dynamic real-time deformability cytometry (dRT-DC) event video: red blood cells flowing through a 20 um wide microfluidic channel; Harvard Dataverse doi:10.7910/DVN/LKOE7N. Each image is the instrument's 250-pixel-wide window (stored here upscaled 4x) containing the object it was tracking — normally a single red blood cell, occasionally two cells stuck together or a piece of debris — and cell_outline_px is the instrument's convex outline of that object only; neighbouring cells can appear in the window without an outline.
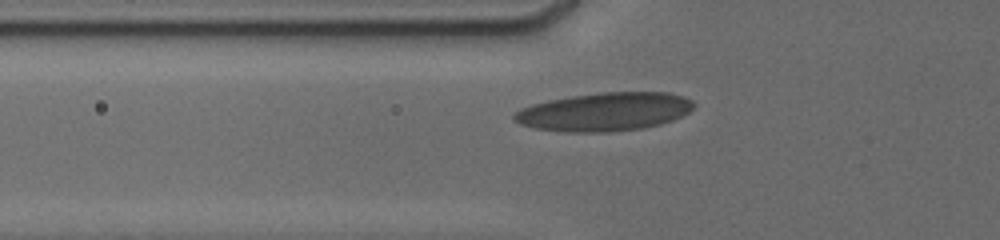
{"species": "human", "species_latin": "Homo sapiens", "temperature_condition": "cold", "stored_images_in_passage": 12, "camera_frame_rate_fps": 3000, "um_per_image_px": 0.085, "donor": {"sex": "male"}, "frame": {"image": 1, "passage_image": 9, "time_ms": 3.667, "image_size_px": [1000, 240], "cell_outline_px": [[696, 104], [688, 112], [672, 120], [660, 124], [640, 128], [608, 132], [568, 132], [536, 128], [520, 124], [512, 120], [512, 116], [520, 108], [532, 104], [548, 100], [572, 96], [600, 92], [668, 92], [692, 100]], "centroid_in_image_um": [51.35, 9.49], "position_along_channel_um": 74.4, "area_um2": 40.06}}
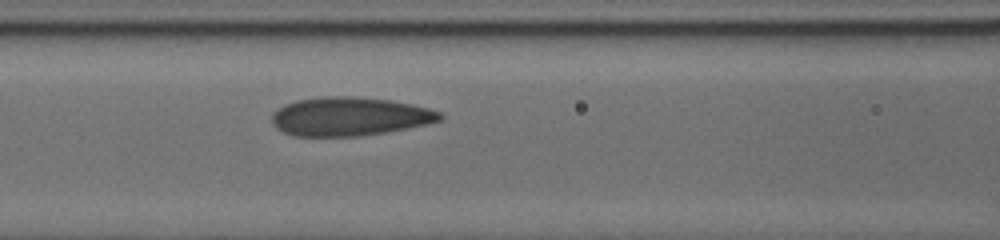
{"frame": {"image": 2, "passage_image": 12, "time_ms": 5.333, "image_size_px": [1000, 240], "cell_outline_px": [[444, 116], [440, 120], [428, 124], [388, 132], [360, 136], [296, 136], [284, 132], [276, 128], [272, 124], [272, 116], [280, 108], [296, 100], [324, 96], [348, 96], [388, 100], [412, 104], [428, 108], [440, 112]], "centroid_in_image_um": [29.74, 9.91], "position_along_channel_um": 136.9, "area_um2": 37.69}}